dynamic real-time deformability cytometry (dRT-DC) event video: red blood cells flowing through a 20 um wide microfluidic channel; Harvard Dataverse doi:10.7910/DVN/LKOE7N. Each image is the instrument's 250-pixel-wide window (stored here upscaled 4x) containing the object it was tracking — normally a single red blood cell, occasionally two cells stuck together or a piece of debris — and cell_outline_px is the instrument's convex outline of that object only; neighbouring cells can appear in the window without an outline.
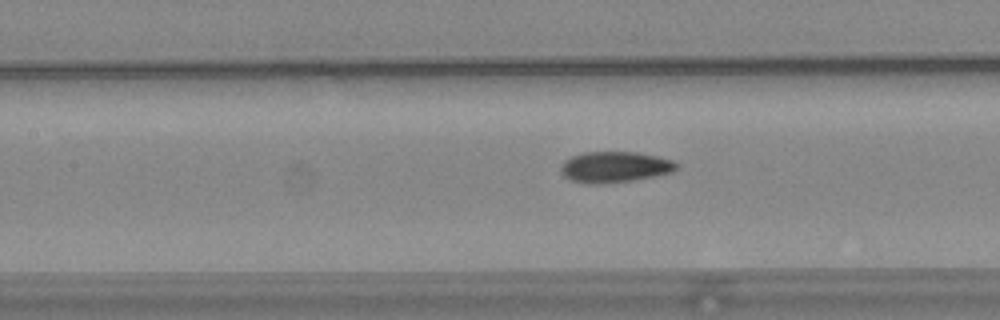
{"species": "common noctule bat (a hibernating species)", "species_latin": "Nyctalus noctula", "temperature_condition": "warm", "stored_images_in_passage": 39, "camera_frame_rate_fps": 3000, "um_per_image_px": 0.085, "animal": {"sex": "female", "body_mass_g": 24.6, "forearm_length_mm": 56.2}, "frame": {"image": 1, "passage_image": 9, "time_ms": 2.667, "image_size_px": [1000, 320], "cell_outline_px": [[680, 168], [672, 172], [656, 176], [632, 180], [600, 184], [584, 184], [572, 180], [564, 176], [560, 172], [560, 168], [564, 160], [572, 156], [584, 152], [640, 152], [672, 160]], "centroid_in_image_um": [52.24, 14.2], "position_along_channel_um": 155.2, "area_um2": 20.98}}
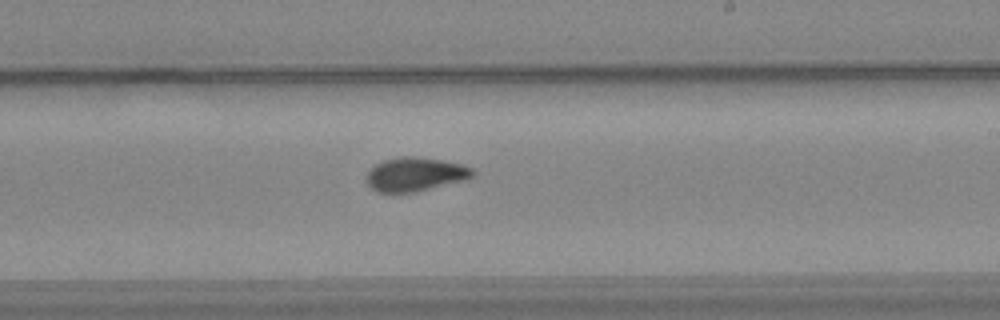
{"frame": {"image": 2, "passage_image": 17, "time_ms": 5.333, "image_size_px": [1000, 320], "cell_outline_px": [[476, 172], [468, 180], [416, 192], [376, 192], [364, 180], [364, 176], [376, 164], [384, 160], [400, 156], [416, 156], [440, 160], [460, 164], [472, 168]], "centroid_in_image_um": [35.29, 14.82], "position_along_channel_um": 253.7, "area_um2": 21.15}}
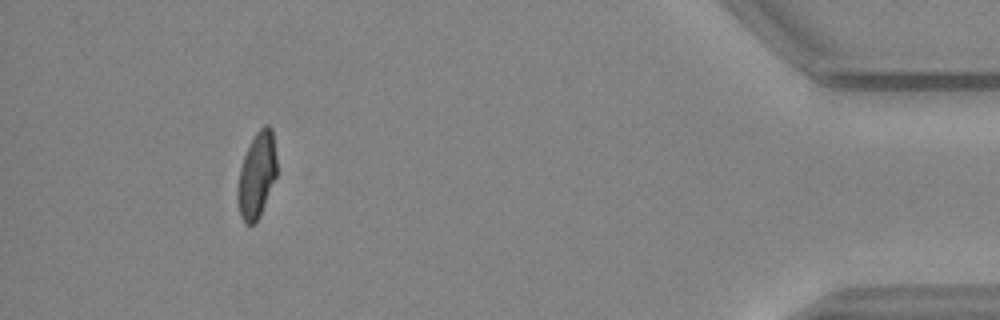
{"frame": {"image": 3, "passage_image": 35, "time_ms": 11.333, "image_size_px": [1000, 320], "cell_outline_px": [[276, 176], [260, 216], [256, 224], [244, 224], [240, 216], [236, 196], [236, 188], [240, 168], [244, 156], [256, 132], [264, 124], [268, 124], [272, 128], [276, 156]], "centroid_in_image_um": [21.81, 14.92], "position_along_channel_um": 413.4, "area_um2": 19.71}, "authors_computed_cell_mechanics": {"area_um2": 20.808, "velocity_mm_per_s": 3.7139, "shape_relaxation_time_tau1_ms": 5.6217, "shape_relaxation_time_tau2_ms": 1.8529, "deformation_change_tau1": 0.1657, "deformation_change_tau2": 0.0549}}